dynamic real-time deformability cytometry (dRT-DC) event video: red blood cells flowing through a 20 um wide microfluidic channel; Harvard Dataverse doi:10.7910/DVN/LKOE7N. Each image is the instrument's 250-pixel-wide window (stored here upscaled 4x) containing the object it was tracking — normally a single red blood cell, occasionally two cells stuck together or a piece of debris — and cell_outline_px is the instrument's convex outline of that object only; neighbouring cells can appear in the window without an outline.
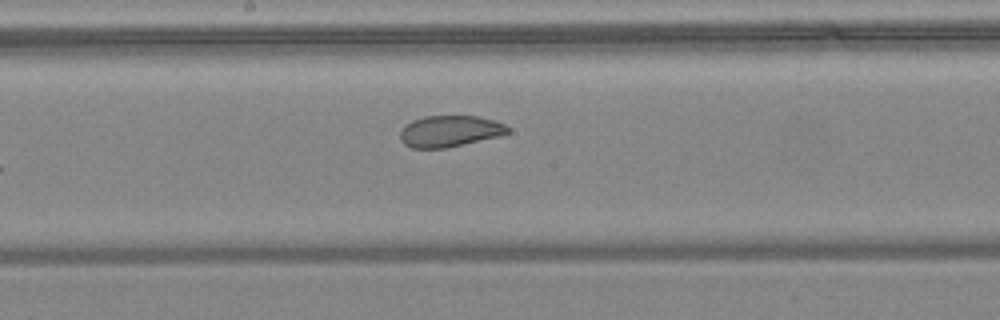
{"species": "common noctule bat (a hibernating species)", "species_latin": "Nyctalus noctula", "temperature_condition": "warm", "stored_images_in_passage": 7, "camera_frame_rate_fps": 3000, "um_per_image_px": 0.085, "animal": {"sex": "female", "body_mass_g": 24.6, "forearm_length_mm": 56.2}, "frame": {"image": 1, "passage_image": 7, "time_ms": 7.333, "image_size_px": [1000, 320], "cell_outline_px": [[512, 132], [448, 148], [412, 148], [404, 144], [400, 140], [400, 132], [412, 120], [424, 116], [480, 116], [496, 120], [512, 128]], "centroid_in_image_um": [38.26, 11.14], "position_along_channel_um": 209.9, "area_um2": 19.71}}